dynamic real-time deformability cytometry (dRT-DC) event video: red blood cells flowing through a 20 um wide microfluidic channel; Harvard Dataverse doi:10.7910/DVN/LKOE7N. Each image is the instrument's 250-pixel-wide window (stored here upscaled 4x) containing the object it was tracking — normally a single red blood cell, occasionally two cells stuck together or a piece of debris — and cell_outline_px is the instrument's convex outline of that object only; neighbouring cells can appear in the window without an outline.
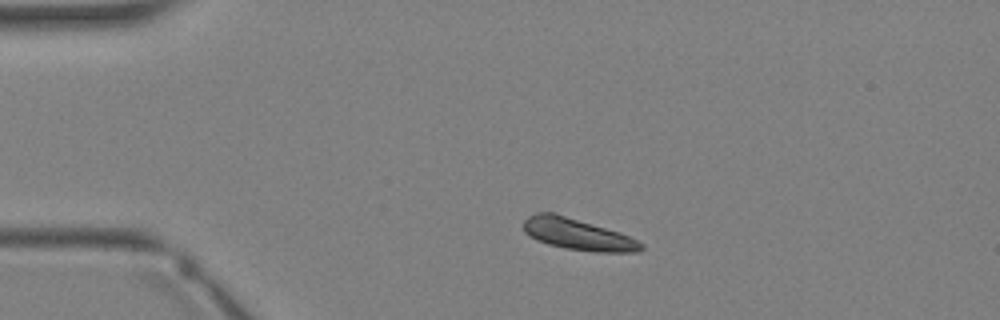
{"species": "Egyptian fruit bat (a non-hibernating species)", "species_latin": "Rousettus aegyptiacus", "temperature_condition": "warm", "stored_images_in_passage": 2, "camera_frame_rate_fps": 3000, "um_per_image_px": 0.085, "animal": {"sex": "female"}, "frame": {"image": 1, "passage_image": 1, "time_ms": 0.0, "image_size_px": [1000, 320], "cell_outline_px": [[644, 248], [640, 252], [596, 252], [564, 248], [548, 244], [536, 240], [528, 236], [524, 232], [524, 220], [528, 216], [536, 212], [556, 212], [620, 232], [644, 244]], "centroid_in_image_um": [49.09, 19.9], "position_along_channel_um": 35.9, "area_um2": 21.85}}
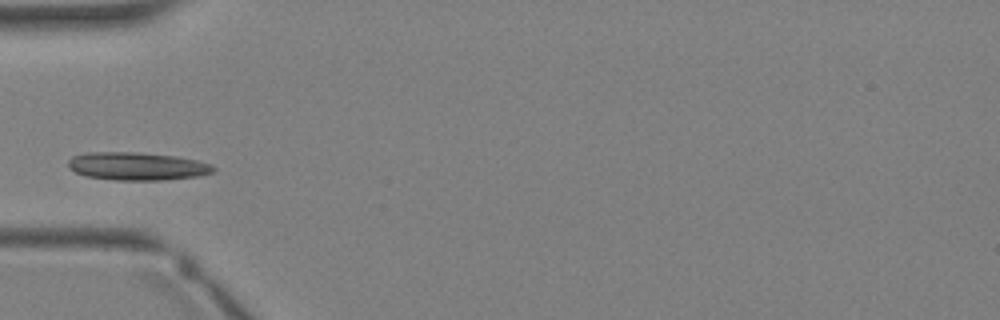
{"frame": {"image": 2, "passage_image": 2, "time_ms": 1.333, "image_size_px": [1000, 320], "cell_outline_px": [[216, 172], [200, 176], [164, 180], [116, 180], [88, 176], [76, 172], [68, 168], [68, 160], [72, 156], [88, 152], [136, 152], [176, 156], [196, 160], [212, 164], [216, 168]], "centroid_in_image_um": [11.69, 14.13], "position_along_channel_um": 73.3, "area_um2": 23.81}}